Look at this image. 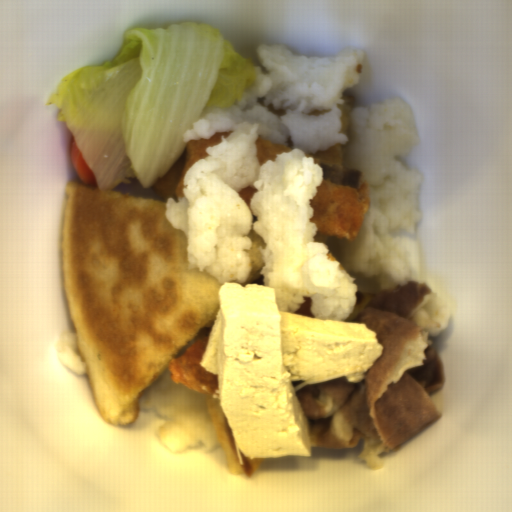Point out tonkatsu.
<instances>
[{
	"instance_id": "tonkatsu-5",
	"label": "tonkatsu",
	"mask_w": 512,
	"mask_h": 512,
	"mask_svg": "<svg viewBox=\"0 0 512 512\" xmlns=\"http://www.w3.org/2000/svg\"><path fill=\"white\" fill-rule=\"evenodd\" d=\"M343 103L337 104V108L341 113V128L338 133H343L346 136L350 135V117L353 111L355 99L352 96H341Z\"/></svg>"
},
{
	"instance_id": "tonkatsu-6",
	"label": "tonkatsu",
	"mask_w": 512,
	"mask_h": 512,
	"mask_svg": "<svg viewBox=\"0 0 512 512\" xmlns=\"http://www.w3.org/2000/svg\"><path fill=\"white\" fill-rule=\"evenodd\" d=\"M257 188H252L249 185L241 188L237 193L242 198V200L246 203L248 207H251V199L257 193Z\"/></svg>"
},
{
	"instance_id": "tonkatsu-2",
	"label": "tonkatsu",
	"mask_w": 512,
	"mask_h": 512,
	"mask_svg": "<svg viewBox=\"0 0 512 512\" xmlns=\"http://www.w3.org/2000/svg\"><path fill=\"white\" fill-rule=\"evenodd\" d=\"M233 131L215 133L210 138L191 139L185 143L182 154L157 182L150 185V189L163 201L170 198H183V187L187 172L197 161L208 156L206 154L208 148L220 144L222 137L227 138Z\"/></svg>"
},
{
	"instance_id": "tonkatsu-7",
	"label": "tonkatsu",
	"mask_w": 512,
	"mask_h": 512,
	"mask_svg": "<svg viewBox=\"0 0 512 512\" xmlns=\"http://www.w3.org/2000/svg\"><path fill=\"white\" fill-rule=\"evenodd\" d=\"M311 304H312L311 298H309L308 296L304 297L302 304L300 305V307L296 310V312L294 314L314 318V316L311 313Z\"/></svg>"
},
{
	"instance_id": "tonkatsu-4",
	"label": "tonkatsu",
	"mask_w": 512,
	"mask_h": 512,
	"mask_svg": "<svg viewBox=\"0 0 512 512\" xmlns=\"http://www.w3.org/2000/svg\"><path fill=\"white\" fill-rule=\"evenodd\" d=\"M294 145L292 143V136L288 137L286 144L273 143L269 139L258 137L255 142L256 158L260 165L265 164L267 161L275 160V157L281 153H289L293 151Z\"/></svg>"
},
{
	"instance_id": "tonkatsu-1",
	"label": "tonkatsu",
	"mask_w": 512,
	"mask_h": 512,
	"mask_svg": "<svg viewBox=\"0 0 512 512\" xmlns=\"http://www.w3.org/2000/svg\"><path fill=\"white\" fill-rule=\"evenodd\" d=\"M346 145L335 144L327 150L306 153L322 170V181L310 201L311 221L317 228L314 240L329 238L354 241L369 208L371 194L367 177L360 170L346 167Z\"/></svg>"
},
{
	"instance_id": "tonkatsu-3",
	"label": "tonkatsu",
	"mask_w": 512,
	"mask_h": 512,
	"mask_svg": "<svg viewBox=\"0 0 512 512\" xmlns=\"http://www.w3.org/2000/svg\"><path fill=\"white\" fill-rule=\"evenodd\" d=\"M208 338L198 340L176 359H170L168 373L171 380L198 391L220 396L218 374H213L201 364L208 345Z\"/></svg>"
}]
</instances>
